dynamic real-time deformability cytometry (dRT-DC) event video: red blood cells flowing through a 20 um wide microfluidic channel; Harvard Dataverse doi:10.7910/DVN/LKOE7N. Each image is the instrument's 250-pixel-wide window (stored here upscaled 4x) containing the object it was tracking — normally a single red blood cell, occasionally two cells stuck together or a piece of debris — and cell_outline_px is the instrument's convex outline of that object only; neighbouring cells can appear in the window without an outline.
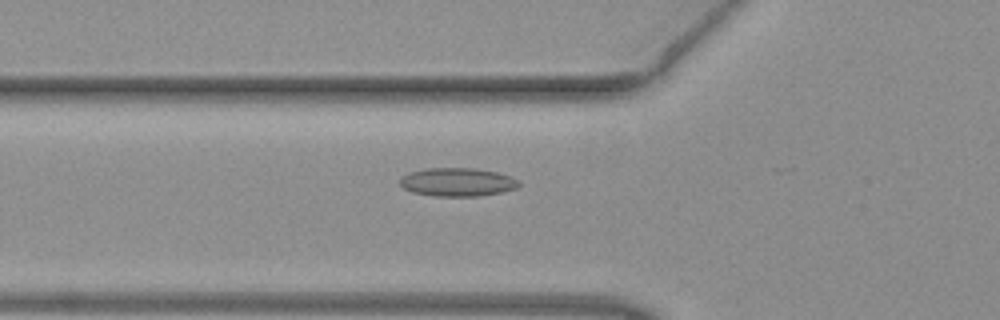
{"species": "common noctule bat (a hibernating species)", "species_latin": "Nyctalus noctula", "temperature_condition": "warm", "stored_images_in_passage": 36, "camera_frame_rate_fps": 3000, "um_per_image_px": 0.085, "animal": {"sex": "female", "body_mass_g": 19.3, "forearm_length_mm": 54.1}, "frame": {"image": 1, "passage_image": 3, "time_ms": 0.667, "image_size_px": [1000, 320], "cell_outline_px": [[520, 184], [516, 188], [500, 192], [480, 196], [432, 196], [412, 192], [404, 188], [400, 184], [400, 176], [408, 172], [424, 168], [476, 168], [496, 172], [512, 176], [520, 180]], "centroid_in_image_um": [38.86, 15.47], "position_along_channel_um": 86.9, "area_um2": 19.94}}
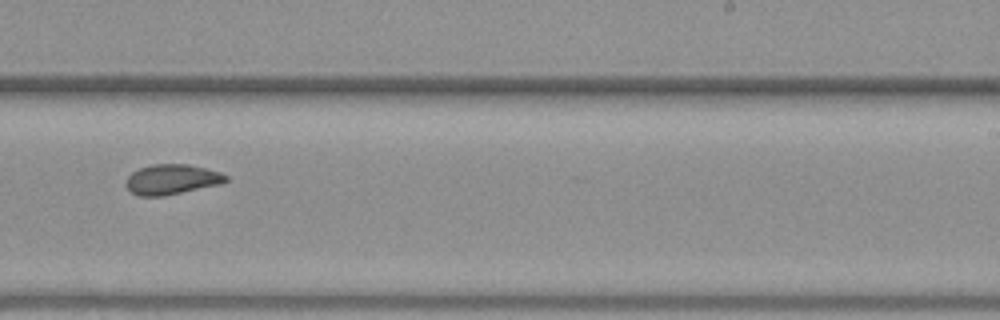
{"frame": {"image": 2, "passage_image": 17, "time_ms": 5.333, "image_size_px": [1000, 320], "cell_outline_px": [[228, 180], [220, 184], [160, 196], [140, 196], [132, 192], [124, 184], [128, 176], [132, 172], [140, 168], [152, 164], [188, 164], [220, 172], [228, 176]], "centroid_in_image_um": [14.58, 15.24], "position_along_channel_um": 274.4, "area_um2": 17.28}}
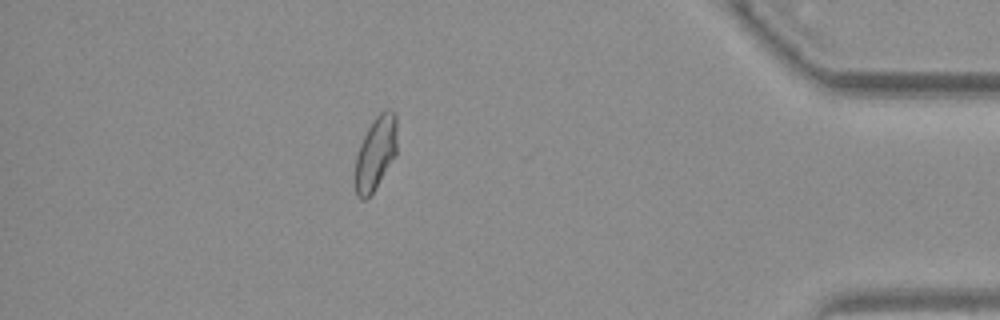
{"frame": {"image": 3, "passage_image": 30, "time_ms": 9.667, "image_size_px": [1000, 320], "cell_outline_px": [[396, 156], [372, 192], [364, 200], [360, 200], [356, 196], [356, 156], [360, 144], [372, 120], [384, 108], [392, 108], [396, 112]], "centroid_in_image_um": [31.95, 12.95], "position_along_channel_um": 403.3, "area_um2": 17.92}, "authors_computed_cell_mechanics": {"area_um2": 17.9758, "velocity_mm_per_s": 4.0146, "shape_relaxation_time_tau1_ms": null, "shape_relaxation_time_tau2_ms": 3.4842, "deformation_change_tau1": null, "deformation_change_tau2": 0.0961}}